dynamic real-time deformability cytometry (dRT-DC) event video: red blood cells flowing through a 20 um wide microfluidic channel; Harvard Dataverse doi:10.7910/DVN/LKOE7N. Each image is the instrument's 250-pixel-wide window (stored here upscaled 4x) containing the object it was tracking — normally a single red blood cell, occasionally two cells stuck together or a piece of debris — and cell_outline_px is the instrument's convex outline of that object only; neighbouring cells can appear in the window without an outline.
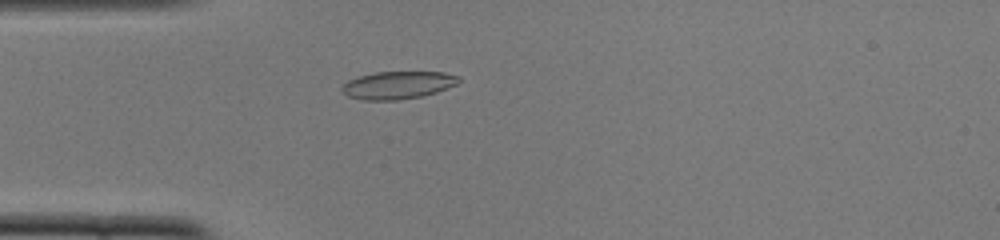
{"species": "common noctule bat (a hibernating species)", "species_latin": "Nyctalus noctula", "temperature_condition": "cold", "stored_images_in_passage": 50, "camera_frame_rate_fps": 3000, "um_per_image_px": 0.085, "animal": {"sex": "female", "body_mass_g": 22.0, "forearm_length_mm": 56.7}, "frame": {"image": 1, "passage_image": 13, "time_ms": 4.0, "image_size_px": [1000, 240], "cell_outline_px": [[460, 80], [456, 84], [436, 92], [420, 96], [400, 100], [360, 100], [348, 96], [340, 88], [348, 80], [360, 76], [376, 72], [444, 72], [460, 76]], "centroid_in_image_um": [33.81, 7.23], "position_along_channel_um": 51.2, "area_um2": 18.73}}
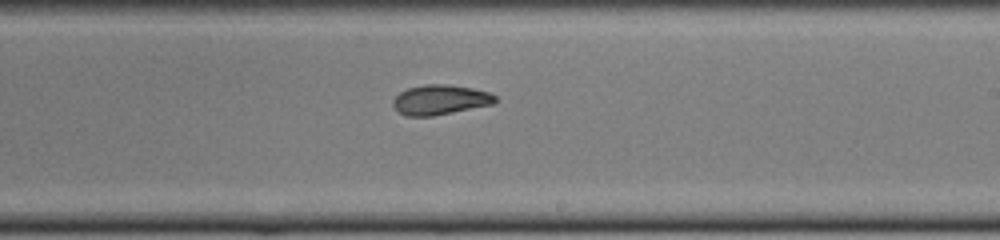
{"frame": {"image": 2, "passage_image": 29, "time_ms": 9.333, "image_size_px": [1000, 240], "cell_outline_px": [[496, 100], [492, 104], [432, 116], [404, 116], [392, 104], [392, 100], [400, 92], [408, 88], [424, 84], [448, 84], [472, 88], [488, 92], [496, 96]], "centroid_in_image_um": [37.38, 8.47], "position_along_channel_um": 251.6, "area_um2": 17.63}}
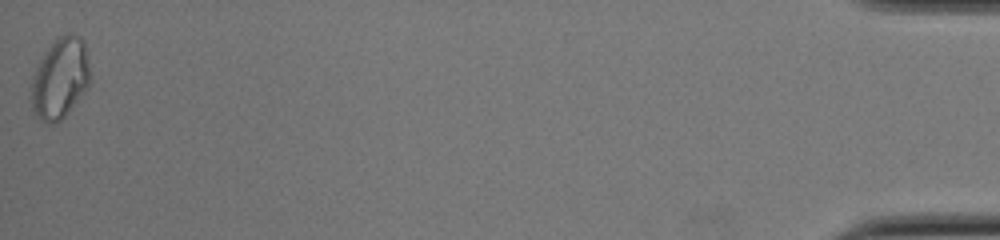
{"frame": {"image": 3, "passage_image": 50, "time_ms": 16.333, "image_size_px": [1000, 240], "cell_outline_px": [[92, 80], [88, 88], [64, 116], [56, 124], [48, 124], [40, 120], [36, 116], [32, 108], [32, 76], [40, 60], [48, 48], [60, 36], [68, 32], [84, 40], [92, 76]], "centroid_in_image_um": [5.14, 6.67], "position_along_channel_um": 430.1, "area_um2": 27.74}, "authors_computed_cell_mechanics": {"area_um2": 18.6694, "velocity_mm_per_s": 3.9101, "shape_relaxation_time_tau1_ms": null, "shape_relaxation_time_tau2_ms": 2.6539, "deformation_change_tau1": null, "deformation_change_tau2": 0.0734}}